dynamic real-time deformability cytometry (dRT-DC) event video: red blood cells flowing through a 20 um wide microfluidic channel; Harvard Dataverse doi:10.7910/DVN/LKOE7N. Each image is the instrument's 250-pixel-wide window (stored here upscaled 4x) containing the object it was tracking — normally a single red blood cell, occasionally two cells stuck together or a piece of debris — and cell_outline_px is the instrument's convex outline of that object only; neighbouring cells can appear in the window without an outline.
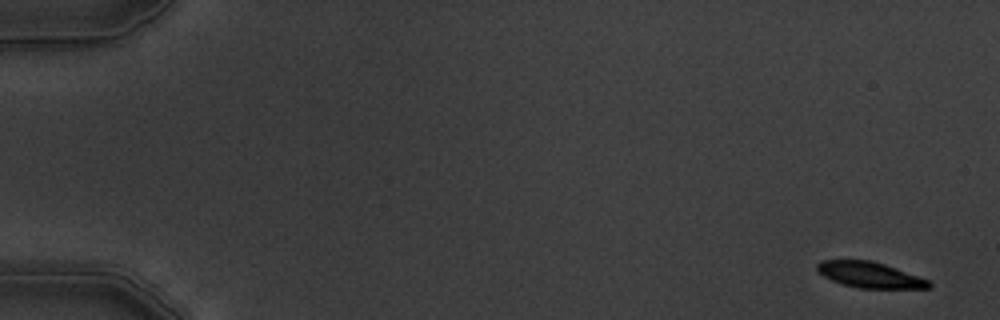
{"species": "common noctule bat (a hibernating species)", "species_latin": "Nyctalus noctula", "temperature_condition": "warm", "stored_images_in_passage": 6, "camera_frame_rate_fps": 3000, "um_per_image_px": 0.085, "animal": {"sex": "male", "body_mass_g": 19.5, "forearm_length_mm": 54.6}, "frame": {"image": 1, "passage_image": 1, "time_ms": 0.0, "image_size_px": [1000, 320], "cell_outline_px": [[932, 284], [928, 288], [860, 288], [844, 284], [832, 280], [824, 276], [816, 268], [816, 264], [820, 260], [872, 260], [884, 264], [928, 280]], "centroid_in_image_um": [73.9, 23.35], "position_along_channel_um": 11.1, "area_um2": 16.47}}
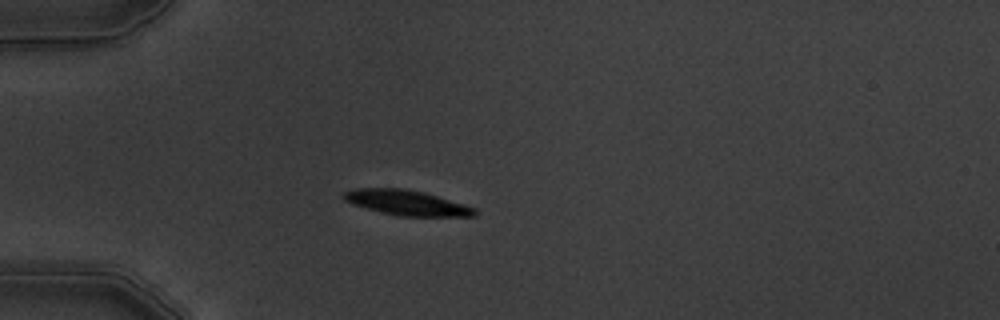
{"frame": {"image": 2, "passage_image": 5, "time_ms": 4.667, "image_size_px": [1000, 320], "cell_outline_px": [[476, 216], [400, 216], [352, 204], [344, 200], [340, 196], [344, 192], [356, 188], [404, 188], [424, 192], [464, 204], [476, 208]], "centroid_in_image_um": [34.56, 17.22], "position_along_channel_um": 50.4, "area_um2": 19.02}}